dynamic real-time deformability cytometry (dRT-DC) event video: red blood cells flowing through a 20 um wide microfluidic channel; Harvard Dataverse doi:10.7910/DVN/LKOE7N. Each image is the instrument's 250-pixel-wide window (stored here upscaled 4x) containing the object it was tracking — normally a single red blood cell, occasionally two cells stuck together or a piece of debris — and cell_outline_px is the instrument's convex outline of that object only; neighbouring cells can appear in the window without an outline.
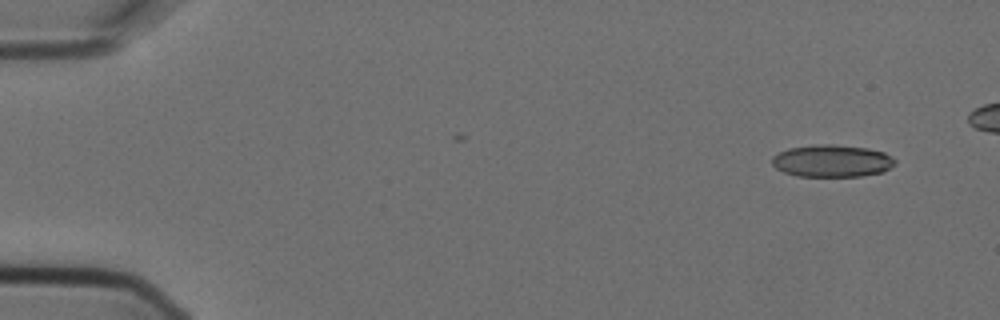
{"species": "Egyptian fruit bat (a non-hibernating species)", "species_latin": "Rousettus aegyptiacus", "temperature_condition": "cold", "stored_images_in_passage": 2, "camera_frame_rate_fps": 3000, "um_per_image_px": 0.085, "animal": {"sex": "female"}, "frame": {"image": 1, "passage_image": 1, "time_ms": 0.0, "image_size_px": [1000, 320], "cell_outline_px": [[896, 164], [884, 172], [860, 176], [796, 176], [784, 172], [776, 168], [772, 164], [772, 156], [788, 148], [816, 144], [832, 144], [868, 148], [884, 152], [892, 156], [896, 160]], "centroid_in_image_um": [70.74, 13.67], "position_along_channel_um": 14.3, "area_um2": 23.29}}